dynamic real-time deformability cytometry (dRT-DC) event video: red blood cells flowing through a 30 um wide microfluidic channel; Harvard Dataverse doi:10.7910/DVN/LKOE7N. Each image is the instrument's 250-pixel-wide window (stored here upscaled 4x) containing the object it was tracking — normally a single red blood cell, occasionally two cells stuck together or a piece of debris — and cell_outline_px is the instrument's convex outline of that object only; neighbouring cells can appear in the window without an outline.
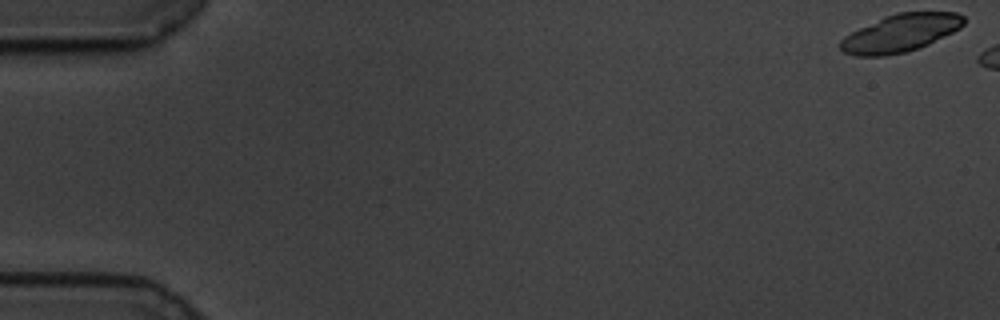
{"species": "common noctule bat (a hibernating species)", "species_latin": "Nyctalus noctula", "temperature_condition": "cold", "stored_images_in_passage": 7, "camera_frame_rate_fps": 3000, "um_per_image_px": 0.085, "animal": {"sex": "male", "body_mass_g": 19.5, "forearm_length_mm": 54.6}, "frame": {"image": 1, "passage_image": 1, "time_ms": 0.0, "image_size_px": [1000, 320], "cell_outline_px": [[964, 24], [960, 28], [920, 48], [904, 52], [884, 56], [856, 56], [844, 52], [840, 48], [840, 40], [844, 36], [884, 16], [896, 12], [956, 12], [964, 16]], "centroid_in_image_um": [76.54, 2.81], "position_along_channel_um": 8.5, "area_um2": 26.93}}